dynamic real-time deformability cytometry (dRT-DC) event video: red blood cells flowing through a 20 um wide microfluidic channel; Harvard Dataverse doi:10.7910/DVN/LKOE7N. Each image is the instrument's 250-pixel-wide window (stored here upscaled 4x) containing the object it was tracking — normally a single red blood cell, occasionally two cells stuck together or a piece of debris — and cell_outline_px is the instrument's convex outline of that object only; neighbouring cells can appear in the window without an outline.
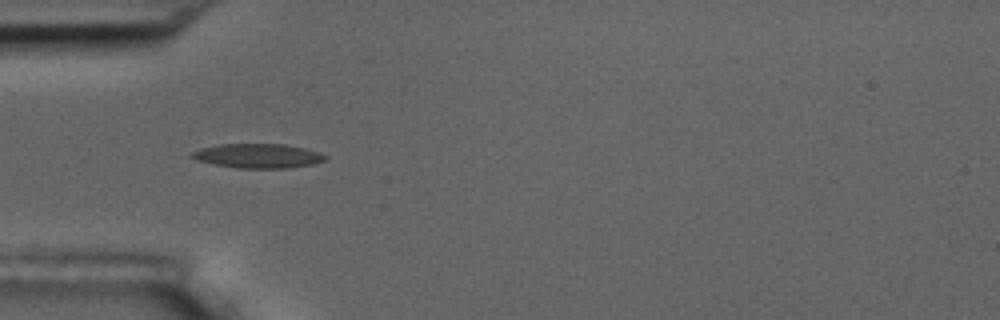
{"species": "common noctule bat (a hibernating species)", "species_latin": "Nyctalus noctula", "temperature_condition": "room temperature", "stored_images_in_passage": 10, "camera_frame_rate_fps": 3000, "um_per_image_px": 0.085, "animal": {"sex": "male", "body_mass_g": 17.5, "forearm_length_mm": 52.3}, "frame": {"image": 1, "passage_image": 4, "time_ms": 4.333, "image_size_px": [1000, 320], "cell_outline_px": [[328, 156], [324, 160], [312, 164], [288, 168], [236, 168], [196, 160], [188, 156], [192, 152], [200, 148], [220, 144], [284, 144], [304, 148], [320, 152]], "centroid_in_image_um": [21.91, 13.24], "position_along_channel_um": 63.1, "area_um2": 18.9}}
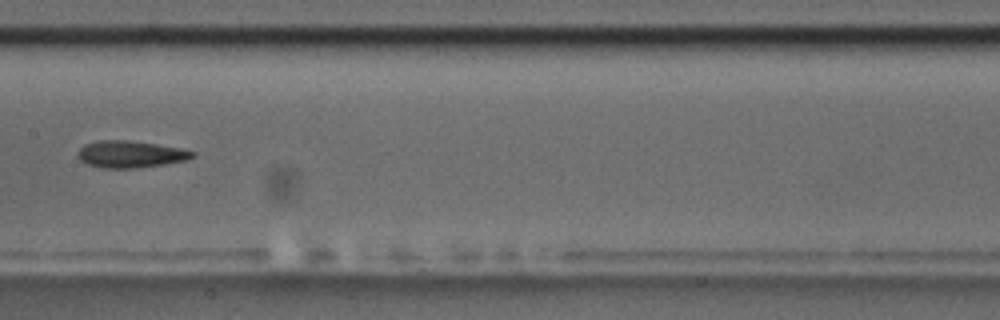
{"frame": {"image": 2, "passage_image": 7, "time_ms": 8.0, "image_size_px": [1000, 320], "cell_outline_px": [[196, 156], [188, 160], [164, 164], [136, 168], [104, 168], [88, 164], [80, 160], [76, 156], [76, 152], [84, 144], [96, 140], [128, 140], [156, 144], [180, 148], [196, 152]], "centroid_in_image_um": [11.08, 13.1], "position_along_channel_um": 196.3, "area_um2": 18.15}}
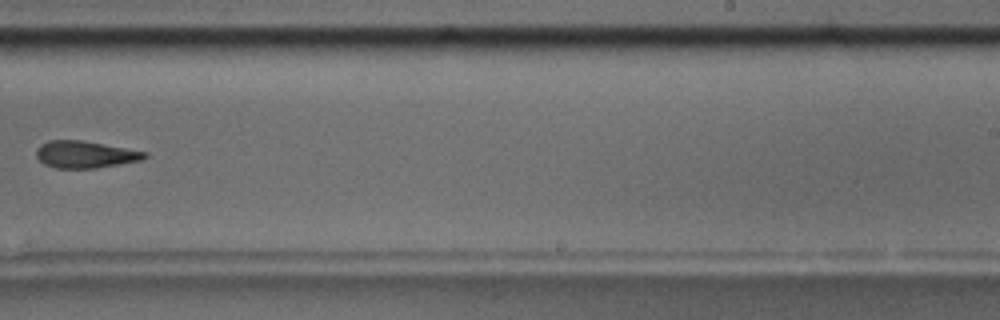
{"frame": {"image": 3, "passage_image": 9, "time_ms": 10.333, "image_size_px": [1000, 320], "cell_outline_px": [[148, 156], [144, 160], [96, 168], [56, 168], [44, 164], [36, 156], [36, 152], [40, 144], [48, 140], [84, 140], [148, 152]], "centroid_in_image_um": [7.27, 13.12], "position_along_channel_um": 281.7, "area_um2": 17.22}}